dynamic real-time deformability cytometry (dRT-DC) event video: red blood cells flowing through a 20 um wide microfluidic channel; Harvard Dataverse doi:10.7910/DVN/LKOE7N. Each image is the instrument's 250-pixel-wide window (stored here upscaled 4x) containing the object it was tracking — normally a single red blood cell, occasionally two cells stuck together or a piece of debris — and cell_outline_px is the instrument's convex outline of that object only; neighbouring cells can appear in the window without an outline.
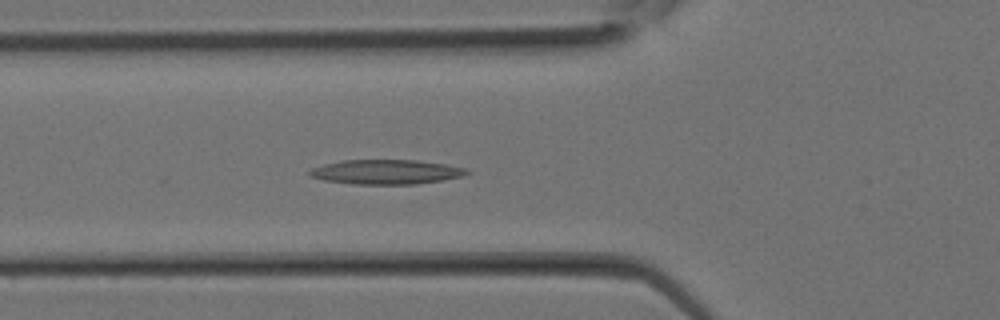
{"species": "Egyptian fruit bat (a non-hibernating species)", "species_latin": "Rousettus aegyptiacus", "temperature_condition": "room temperature", "stored_images_in_passage": 13, "camera_frame_rate_fps": 3000, "um_per_image_px": 0.085, "animal": {"sex": "female"}, "frame": {"image": 1, "passage_image": 11, "time_ms": 3.333, "image_size_px": [1000, 320], "cell_outline_px": [[472, 172], [460, 176], [440, 180], [416, 184], [352, 184], [324, 180], [312, 176], [308, 172], [312, 168], [324, 164], [344, 160], [416, 160], [448, 164], [468, 168]], "centroid_in_image_um": [32.86, 14.6], "position_along_channel_um": 92.9, "area_um2": 22.43}}
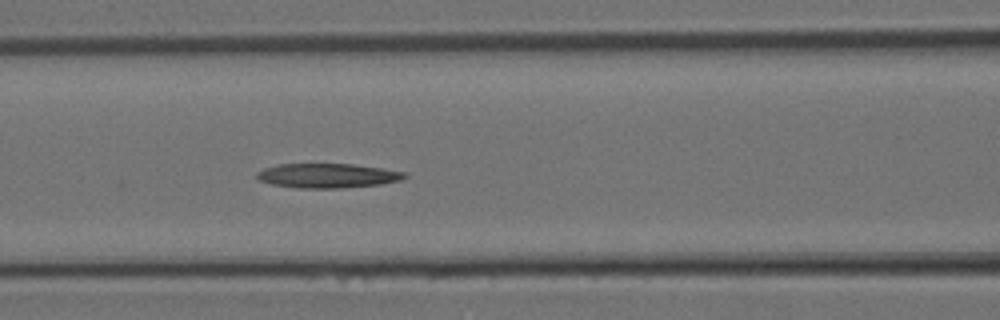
{"frame": {"image": 2, "passage_image": 13, "time_ms": 4.0, "image_size_px": [1000, 320], "cell_outline_px": [[408, 176], [400, 180], [380, 184], [340, 188], [300, 188], [272, 184], [260, 180], [256, 176], [256, 172], [264, 168], [276, 164], [352, 164], [384, 168], [408, 172]], "centroid_in_image_um": [27.87, 14.92], "position_along_channel_um": 138.7, "area_um2": 21.1}}